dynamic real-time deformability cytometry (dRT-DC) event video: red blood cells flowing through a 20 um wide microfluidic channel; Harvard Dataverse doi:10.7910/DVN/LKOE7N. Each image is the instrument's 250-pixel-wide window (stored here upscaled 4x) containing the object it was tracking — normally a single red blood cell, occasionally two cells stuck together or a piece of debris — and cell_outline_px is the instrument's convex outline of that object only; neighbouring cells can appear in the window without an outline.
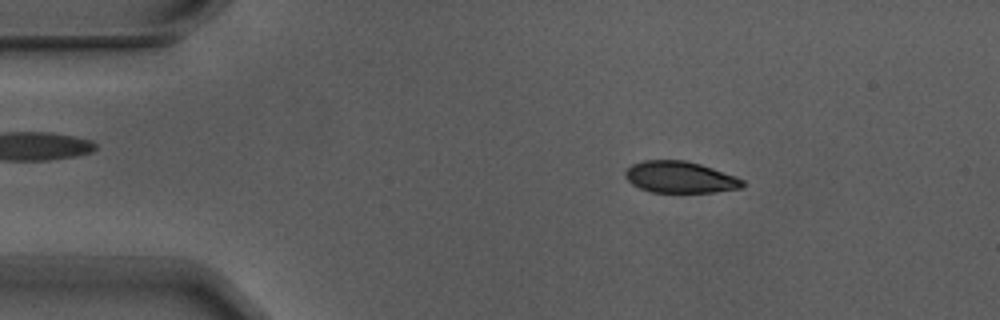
{"species": "Egyptian fruit bat (a non-hibernating species)", "species_latin": "Rousettus aegyptiacus", "temperature_condition": "warm", "stored_images_in_passage": 4, "camera_frame_rate_fps": 3000, "um_per_image_px": 0.085, "animal": {"sex": "male"}, "frame": {"image": 1, "passage_image": 2, "time_ms": 0.333, "image_size_px": [1000, 320], "cell_outline_px": [[744, 184], [740, 188], [712, 192], [652, 192], [640, 188], [632, 184], [624, 176], [624, 168], [632, 164], [644, 160], [684, 160], [700, 164], [736, 176], [744, 180]], "centroid_in_image_um": [57.76, 15.05], "position_along_channel_um": 27.2, "area_um2": 21.56}}